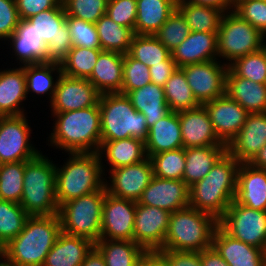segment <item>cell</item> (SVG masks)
<instances>
[{
    "instance_id": "cell-48",
    "label": "cell",
    "mask_w": 266,
    "mask_h": 266,
    "mask_svg": "<svg viewBox=\"0 0 266 266\" xmlns=\"http://www.w3.org/2000/svg\"><path fill=\"white\" fill-rule=\"evenodd\" d=\"M151 83L149 67L132 58L128 53L124 54L123 61V85L121 94L126 95Z\"/></svg>"
},
{
    "instance_id": "cell-49",
    "label": "cell",
    "mask_w": 266,
    "mask_h": 266,
    "mask_svg": "<svg viewBox=\"0 0 266 266\" xmlns=\"http://www.w3.org/2000/svg\"><path fill=\"white\" fill-rule=\"evenodd\" d=\"M66 23L73 46L90 49L101 48L95 23L72 16L66 17Z\"/></svg>"
},
{
    "instance_id": "cell-27",
    "label": "cell",
    "mask_w": 266,
    "mask_h": 266,
    "mask_svg": "<svg viewBox=\"0 0 266 266\" xmlns=\"http://www.w3.org/2000/svg\"><path fill=\"white\" fill-rule=\"evenodd\" d=\"M97 153L99 154L105 176H107L106 171L136 164L147 158L145 142L132 137L104 141L101 143ZM104 162L109 166V169L106 168L107 165L103 164Z\"/></svg>"
},
{
    "instance_id": "cell-7",
    "label": "cell",
    "mask_w": 266,
    "mask_h": 266,
    "mask_svg": "<svg viewBox=\"0 0 266 266\" xmlns=\"http://www.w3.org/2000/svg\"><path fill=\"white\" fill-rule=\"evenodd\" d=\"M101 118V143L126 138H138L144 142L149 128L145 116L138 112L130 99L121 93L101 94L99 99Z\"/></svg>"
},
{
    "instance_id": "cell-51",
    "label": "cell",
    "mask_w": 266,
    "mask_h": 266,
    "mask_svg": "<svg viewBox=\"0 0 266 266\" xmlns=\"http://www.w3.org/2000/svg\"><path fill=\"white\" fill-rule=\"evenodd\" d=\"M106 14L117 24L134 30L137 16V1L108 0Z\"/></svg>"
},
{
    "instance_id": "cell-53",
    "label": "cell",
    "mask_w": 266,
    "mask_h": 266,
    "mask_svg": "<svg viewBox=\"0 0 266 266\" xmlns=\"http://www.w3.org/2000/svg\"><path fill=\"white\" fill-rule=\"evenodd\" d=\"M20 19H28L41 11L55 8L62 0H15Z\"/></svg>"
},
{
    "instance_id": "cell-11",
    "label": "cell",
    "mask_w": 266,
    "mask_h": 266,
    "mask_svg": "<svg viewBox=\"0 0 266 266\" xmlns=\"http://www.w3.org/2000/svg\"><path fill=\"white\" fill-rule=\"evenodd\" d=\"M66 17L61 3L55 8L41 11L27 19L46 44L48 62L61 63L73 47Z\"/></svg>"
},
{
    "instance_id": "cell-47",
    "label": "cell",
    "mask_w": 266,
    "mask_h": 266,
    "mask_svg": "<svg viewBox=\"0 0 266 266\" xmlns=\"http://www.w3.org/2000/svg\"><path fill=\"white\" fill-rule=\"evenodd\" d=\"M67 16L96 23L107 12L108 0H62Z\"/></svg>"
},
{
    "instance_id": "cell-13",
    "label": "cell",
    "mask_w": 266,
    "mask_h": 266,
    "mask_svg": "<svg viewBox=\"0 0 266 266\" xmlns=\"http://www.w3.org/2000/svg\"><path fill=\"white\" fill-rule=\"evenodd\" d=\"M188 86L200 105L226 94V74L229 66L212 60L181 67Z\"/></svg>"
},
{
    "instance_id": "cell-3",
    "label": "cell",
    "mask_w": 266,
    "mask_h": 266,
    "mask_svg": "<svg viewBox=\"0 0 266 266\" xmlns=\"http://www.w3.org/2000/svg\"><path fill=\"white\" fill-rule=\"evenodd\" d=\"M56 164V199L59 207L70 200L105 188V174L97 152L67 153ZM59 165V166H58Z\"/></svg>"
},
{
    "instance_id": "cell-1",
    "label": "cell",
    "mask_w": 266,
    "mask_h": 266,
    "mask_svg": "<svg viewBox=\"0 0 266 266\" xmlns=\"http://www.w3.org/2000/svg\"><path fill=\"white\" fill-rule=\"evenodd\" d=\"M55 118L48 146L65 153L98 152L101 145L99 103L76 111L50 113Z\"/></svg>"
},
{
    "instance_id": "cell-40",
    "label": "cell",
    "mask_w": 266,
    "mask_h": 266,
    "mask_svg": "<svg viewBox=\"0 0 266 266\" xmlns=\"http://www.w3.org/2000/svg\"><path fill=\"white\" fill-rule=\"evenodd\" d=\"M101 48H84L73 46L61 61L62 74L74 78H88L96 65Z\"/></svg>"
},
{
    "instance_id": "cell-46",
    "label": "cell",
    "mask_w": 266,
    "mask_h": 266,
    "mask_svg": "<svg viewBox=\"0 0 266 266\" xmlns=\"http://www.w3.org/2000/svg\"><path fill=\"white\" fill-rule=\"evenodd\" d=\"M185 18L176 9L155 34L158 40L172 52L190 34Z\"/></svg>"
},
{
    "instance_id": "cell-54",
    "label": "cell",
    "mask_w": 266,
    "mask_h": 266,
    "mask_svg": "<svg viewBox=\"0 0 266 266\" xmlns=\"http://www.w3.org/2000/svg\"><path fill=\"white\" fill-rule=\"evenodd\" d=\"M168 266H202L200 252L158 250Z\"/></svg>"
},
{
    "instance_id": "cell-20",
    "label": "cell",
    "mask_w": 266,
    "mask_h": 266,
    "mask_svg": "<svg viewBox=\"0 0 266 266\" xmlns=\"http://www.w3.org/2000/svg\"><path fill=\"white\" fill-rule=\"evenodd\" d=\"M266 145V112L248 114L227 152L239 163H250Z\"/></svg>"
},
{
    "instance_id": "cell-29",
    "label": "cell",
    "mask_w": 266,
    "mask_h": 266,
    "mask_svg": "<svg viewBox=\"0 0 266 266\" xmlns=\"http://www.w3.org/2000/svg\"><path fill=\"white\" fill-rule=\"evenodd\" d=\"M180 148H183V143L178 112L170 111L149 128L148 138L145 141L146 155L150 157Z\"/></svg>"
},
{
    "instance_id": "cell-33",
    "label": "cell",
    "mask_w": 266,
    "mask_h": 266,
    "mask_svg": "<svg viewBox=\"0 0 266 266\" xmlns=\"http://www.w3.org/2000/svg\"><path fill=\"white\" fill-rule=\"evenodd\" d=\"M137 16L134 32L155 35L177 9V0H136Z\"/></svg>"
},
{
    "instance_id": "cell-23",
    "label": "cell",
    "mask_w": 266,
    "mask_h": 266,
    "mask_svg": "<svg viewBox=\"0 0 266 266\" xmlns=\"http://www.w3.org/2000/svg\"><path fill=\"white\" fill-rule=\"evenodd\" d=\"M212 246L229 266H265V252L232 238L220 226L213 235Z\"/></svg>"
},
{
    "instance_id": "cell-42",
    "label": "cell",
    "mask_w": 266,
    "mask_h": 266,
    "mask_svg": "<svg viewBox=\"0 0 266 266\" xmlns=\"http://www.w3.org/2000/svg\"><path fill=\"white\" fill-rule=\"evenodd\" d=\"M29 214L19 203L0 200V248L6 246L23 229Z\"/></svg>"
},
{
    "instance_id": "cell-56",
    "label": "cell",
    "mask_w": 266,
    "mask_h": 266,
    "mask_svg": "<svg viewBox=\"0 0 266 266\" xmlns=\"http://www.w3.org/2000/svg\"><path fill=\"white\" fill-rule=\"evenodd\" d=\"M202 266H229L213 246L200 252Z\"/></svg>"
},
{
    "instance_id": "cell-12",
    "label": "cell",
    "mask_w": 266,
    "mask_h": 266,
    "mask_svg": "<svg viewBox=\"0 0 266 266\" xmlns=\"http://www.w3.org/2000/svg\"><path fill=\"white\" fill-rule=\"evenodd\" d=\"M27 118L0 116V164L29 161L41 152L30 139L33 130Z\"/></svg>"
},
{
    "instance_id": "cell-55",
    "label": "cell",
    "mask_w": 266,
    "mask_h": 266,
    "mask_svg": "<svg viewBox=\"0 0 266 266\" xmlns=\"http://www.w3.org/2000/svg\"><path fill=\"white\" fill-rule=\"evenodd\" d=\"M177 68L175 61L170 55L162 64H157L149 68L151 83L163 87Z\"/></svg>"
},
{
    "instance_id": "cell-19",
    "label": "cell",
    "mask_w": 266,
    "mask_h": 266,
    "mask_svg": "<svg viewBox=\"0 0 266 266\" xmlns=\"http://www.w3.org/2000/svg\"><path fill=\"white\" fill-rule=\"evenodd\" d=\"M137 202L172 213L189 206V186L183 180L153 176Z\"/></svg>"
},
{
    "instance_id": "cell-2",
    "label": "cell",
    "mask_w": 266,
    "mask_h": 266,
    "mask_svg": "<svg viewBox=\"0 0 266 266\" xmlns=\"http://www.w3.org/2000/svg\"><path fill=\"white\" fill-rule=\"evenodd\" d=\"M239 166L226 152L202 180L189 187V206L219 221L236 197Z\"/></svg>"
},
{
    "instance_id": "cell-60",
    "label": "cell",
    "mask_w": 266,
    "mask_h": 266,
    "mask_svg": "<svg viewBox=\"0 0 266 266\" xmlns=\"http://www.w3.org/2000/svg\"><path fill=\"white\" fill-rule=\"evenodd\" d=\"M250 164L259 169H266V145L259 151Z\"/></svg>"
},
{
    "instance_id": "cell-43",
    "label": "cell",
    "mask_w": 266,
    "mask_h": 266,
    "mask_svg": "<svg viewBox=\"0 0 266 266\" xmlns=\"http://www.w3.org/2000/svg\"><path fill=\"white\" fill-rule=\"evenodd\" d=\"M25 161L0 164V200L20 203Z\"/></svg>"
},
{
    "instance_id": "cell-15",
    "label": "cell",
    "mask_w": 266,
    "mask_h": 266,
    "mask_svg": "<svg viewBox=\"0 0 266 266\" xmlns=\"http://www.w3.org/2000/svg\"><path fill=\"white\" fill-rule=\"evenodd\" d=\"M108 176L105 177L107 193L137 202L154 174L151 161L147 157L139 163L108 171Z\"/></svg>"
},
{
    "instance_id": "cell-5",
    "label": "cell",
    "mask_w": 266,
    "mask_h": 266,
    "mask_svg": "<svg viewBox=\"0 0 266 266\" xmlns=\"http://www.w3.org/2000/svg\"><path fill=\"white\" fill-rule=\"evenodd\" d=\"M23 195L20 205L30 216L58 214L56 199V163L42 151L25 161Z\"/></svg>"
},
{
    "instance_id": "cell-57",
    "label": "cell",
    "mask_w": 266,
    "mask_h": 266,
    "mask_svg": "<svg viewBox=\"0 0 266 266\" xmlns=\"http://www.w3.org/2000/svg\"><path fill=\"white\" fill-rule=\"evenodd\" d=\"M136 266H168V264L158 250H150L143 253Z\"/></svg>"
},
{
    "instance_id": "cell-36",
    "label": "cell",
    "mask_w": 266,
    "mask_h": 266,
    "mask_svg": "<svg viewBox=\"0 0 266 266\" xmlns=\"http://www.w3.org/2000/svg\"><path fill=\"white\" fill-rule=\"evenodd\" d=\"M177 10L185 18L192 32L218 33L223 10L186 0H177Z\"/></svg>"
},
{
    "instance_id": "cell-30",
    "label": "cell",
    "mask_w": 266,
    "mask_h": 266,
    "mask_svg": "<svg viewBox=\"0 0 266 266\" xmlns=\"http://www.w3.org/2000/svg\"><path fill=\"white\" fill-rule=\"evenodd\" d=\"M226 94L249 114L266 112V85L238 77L230 69L226 74Z\"/></svg>"
},
{
    "instance_id": "cell-9",
    "label": "cell",
    "mask_w": 266,
    "mask_h": 266,
    "mask_svg": "<svg viewBox=\"0 0 266 266\" xmlns=\"http://www.w3.org/2000/svg\"><path fill=\"white\" fill-rule=\"evenodd\" d=\"M266 45V37L233 11L222 16L218 31V60L226 65ZM223 61H222V59ZM226 61V62H225Z\"/></svg>"
},
{
    "instance_id": "cell-28",
    "label": "cell",
    "mask_w": 266,
    "mask_h": 266,
    "mask_svg": "<svg viewBox=\"0 0 266 266\" xmlns=\"http://www.w3.org/2000/svg\"><path fill=\"white\" fill-rule=\"evenodd\" d=\"M124 54L102 51L87 78L101 93H120L123 85Z\"/></svg>"
},
{
    "instance_id": "cell-22",
    "label": "cell",
    "mask_w": 266,
    "mask_h": 266,
    "mask_svg": "<svg viewBox=\"0 0 266 266\" xmlns=\"http://www.w3.org/2000/svg\"><path fill=\"white\" fill-rule=\"evenodd\" d=\"M12 49V59L19 66L48 62L46 44L36 33L33 24L21 19L15 32L5 41ZM10 42V43H9Z\"/></svg>"
},
{
    "instance_id": "cell-32",
    "label": "cell",
    "mask_w": 266,
    "mask_h": 266,
    "mask_svg": "<svg viewBox=\"0 0 266 266\" xmlns=\"http://www.w3.org/2000/svg\"><path fill=\"white\" fill-rule=\"evenodd\" d=\"M126 96L130 99L132 106L145 116L148 128L170 112L162 86L150 83L129 91Z\"/></svg>"
},
{
    "instance_id": "cell-59",
    "label": "cell",
    "mask_w": 266,
    "mask_h": 266,
    "mask_svg": "<svg viewBox=\"0 0 266 266\" xmlns=\"http://www.w3.org/2000/svg\"><path fill=\"white\" fill-rule=\"evenodd\" d=\"M80 266H106V264L101 252L93 246Z\"/></svg>"
},
{
    "instance_id": "cell-14",
    "label": "cell",
    "mask_w": 266,
    "mask_h": 266,
    "mask_svg": "<svg viewBox=\"0 0 266 266\" xmlns=\"http://www.w3.org/2000/svg\"><path fill=\"white\" fill-rule=\"evenodd\" d=\"M136 201L105 193L100 239L132 240Z\"/></svg>"
},
{
    "instance_id": "cell-16",
    "label": "cell",
    "mask_w": 266,
    "mask_h": 266,
    "mask_svg": "<svg viewBox=\"0 0 266 266\" xmlns=\"http://www.w3.org/2000/svg\"><path fill=\"white\" fill-rule=\"evenodd\" d=\"M101 93L86 78H74L62 74L54 97L49 102L51 113H63L95 106Z\"/></svg>"
},
{
    "instance_id": "cell-52",
    "label": "cell",
    "mask_w": 266,
    "mask_h": 266,
    "mask_svg": "<svg viewBox=\"0 0 266 266\" xmlns=\"http://www.w3.org/2000/svg\"><path fill=\"white\" fill-rule=\"evenodd\" d=\"M15 0H0V40L5 42L20 22Z\"/></svg>"
},
{
    "instance_id": "cell-44",
    "label": "cell",
    "mask_w": 266,
    "mask_h": 266,
    "mask_svg": "<svg viewBox=\"0 0 266 266\" xmlns=\"http://www.w3.org/2000/svg\"><path fill=\"white\" fill-rule=\"evenodd\" d=\"M156 177L183 180L186 164L185 148L165 151L149 157Z\"/></svg>"
},
{
    "instance_id": "cell-41",
    "label": "cell",
    "mask_w": 266,
    "mask_h": 266,
    "mask_svg": "<svg viewBox=\"0 0 266 266\" xmlns=\"http://www.w3.org/2000/svg\"><path fill=\"white\" fill-rule=\"evenodd\" d=\"M128 54L150 68L162 64L171 55V52L155 35L135 34Z\"/></svg>"
},
{
    "instance_id": "cell-25",
    "label": "cell",
    "mask_w": 266,
    "mask_h": 266,
    "mask_svg": "<svg viewBox=\"0 0 266 266\" xmlns=\"http://www.w3.org/2000/svg\"><path fill=\"white\" fill-rule=\"evenodd\" d=\"M235 200L251 209L266 211V169L240 163Z\"/></svg>"
},
{
    "instance_id": "cell-50",
    "label": "cell",
    "mask_w": 266,
    "mask_h": 266,
    "mask_svg": "<svg viewBox=\"0 0 266 266\" xmlns=\"http://www.w3.org/2000/svg\"><path fill=\"white\" fill-rule=\"evenodd\" d=\"M232 11L266 37V1L234 0Z\"/></svg>"
},
{
    "instance_id": "cell-18",
    "label": "cell",
    "mask_w": 266,
    "mask_h": 266,
    "mask_svg": "<svg viewBox=\"0 0 266 266\" xmlns=\"http://www.w3.org/2000/svg\"><path fill=\"white\" fill-rule=\"evenodd\" d=\"M212 122L214 132L226 146L237 136L249 114L227 94L203 104Z\"/></svg>"
},
{
    "instance_id": "cell-6",
    "label": "cell",
    "mask_w": 266,
    "mask_h": 266,
    "mask_svg": "<svg viewBox=\"0 0 266 266\" xmlns=\"http://www.w3.org/2000/svg\"><path fill=\"white\" fill-rule=\"evenodd\" d=\"M219 221L191 206L170 213L168 230L160 250L201 252L212 246Z\"/></svg>"
},
{
    "instance_id": "cell-34",
    "label": "cell",
    "mask_w": 266,
    "mask_h": 266,
    "mask_svg": "<svg viewBox=\"0 0 266 266\" xmlns=\"http://www.w3.org/2000/svg\"><path fill=\"white\" fill-rule=\"evenodd\" d=\"M226 152L227 146L185 148L186 164L183 181L191 187L202 180Z\"/></svg>"
},
{
    "instance_id": "cell-39",
    "label": "cell",
    "mask_w": 266,
    "mask_h": 266,
    "mask_svg": "<svg viewBox=\"0 0 266 266\" xmlns=\"http://www.w3.org/2000/svg\"><path fill=\"white\" fill-rule=\"evenodd\" d=\"M163 89L170 111L179 112L200 106L193 95L192 89L188 86L185 73L181 68L176 69L163 86Z\"/></svg>"
},
{
    "instance_id": "cell-17",
    "label": "cell",
    "mask_w": 266,
    "mask_h": 266,
    "mask_svg": "<svg viewBox=\"0 0 266 266\" xmlns=\"http://www.w3.org/2000/svg\"><path fill=\"white\" fill-rule=\"evenodd\" d=\"M170 212L136 202L133 241L146 251L160 250L168 230Z\"/></svg>"
},
{
    "instance_id": "cell-26",
    "label": "cell",
    "mask_w": 266,
    "mask_h": 266,
    "mask_svg": "<svg viewBox=\"0 0 266 266\" xmlns=\"http://www.w3.org/2000/svg\"><path fill=\"white\" fill-rule=\"evenodd\" d=\"M218 33L190 32L171 56L178 68L185 65L218 60Z\"/></svg>"
},
{
    "instance_id": "cell-35",
    "label": "cell",
    "mask_w": 266,
    "mask_h": 266,
    "mask_svg": "<svg viewBox=\"0 0 266 266\" xmlns=\"http://www.w3.org/2000/svg\"><path fill=\"white\" fill-rule=\"evenodd\" d=\"M24 73L26 78L27 97L30 95V92L33 95L36 94V96L38 95L41 97L47 95V99L51 102L55 94L58 80L62 75L60 63L42 62L24 65Z\"/></svg>"
},
{
    "instance_id": "cell-24",
    "label": "cell",
    "mask_w": 266,
    "mask_h": 266,
    "mask_svg": "<svg viewBox=\"0 0 266 266\" xmlns=\"http://www.w3.org/2000/svg\"><path fill=\"white\" fill-rule=\"evenodd\" d=\"M3 69H0V116L27 114L23 105L28 98L24 66Z\"/></svg>"
},
{
    "instance_id": "cell-37",
    "label": "cell",
    "mask_w": 266,
    "mask_h": 266,
    "mask_svg": "<svg viewBox=\"0 0 266 266\" xmlns=\"http://www.w3.org/2000/svg\"><path fill=\"white\" fill-rule=\"evenodd\" d=\"M94 246L103 255L106 266H136L146 251L132 240L99 239Z\"/></svg>"
},
{
    "instance_id": "cell-31",
    "label": "cell",
    "mask_w": 266,
    "mask_h": 266,
    "mask_svg": "<svg viewBox=\"0 0 266 266\" xmlns=\"http://www.w3.org/2000/svg\"><path fill=\"white\" fill-rule=\"evenodd\" d=\"M93 246L88 238L61 232L42 266H80Z\"/></svg>"
},
{
    "instance_id": "cell-45",
    "label": "cell",
    "mask_w": 266,
    "mask_h": 266,
    "mask_svg": "<svg viewBox=\"0 0 266 266\" xmlns=\"http://www.w3.org/2000/svg\"><path fill=\"white\" fill-rule=\"evenodd\" d=\"M229 69L238 77L266 85V45L259 51L236 59Z\"/></svg>"
},
{
    "instance_id": "cell-61",
    "label": "cell",
    "mask_w": 266,
    "mask_h": 266,
    "mask_svg": "<svg viewBox=\"0 0 266 266\" xmlns=\"http://www.w3.org/2000/svg\"><path fill=\"white\" fill-rule=\"evenodd\" d=\"M0 266H18L12 262L4 253L0 256Z\"/></svg>"
},
{
    "instance_id": "cell-4",
    "label": "cell",
    "mask_w": 266,
    "mask_h": 266,
    "mask_svg": "<svg viewBox=\"0 0 266 266\" xmlns=\"http://www.w3.org/2000/svg\"><path fill=\"white\" fill-rule=\"evenodd\" d=\"M60 233L58 214L29 216L24 229L2 251L18 266H42Z\"/></svg>"
},
{
    "instance_id": "cell-10",
    "label": "cell",
    "mask_w": 266,
    "mask_h": 266,
    "mask_svg": "<svg viewBox=\"0 0 266 266\" xmlns=\"http://www.w3.org/2000/svg\"><path fill=\"white\" fill-rule=\"evenodd\" d=\"M219 226L232 238L266 249V211L239 204L235 199L219 220Z\"/></svg>"
},
{
    "instance_id": "cell-8",
    "label": "cell",
    "mask_w": 266,
    "mask_h": 266,
    "mask_svg": "<svg viewBox=\"0 0 266 266\" xmlns=\"http://www.w3.org/2000/svg\"><path fill=\"white\" fill-rule=\"evenodd\" d=\"M106 189L65 202L59 207L61 232L96 243L101 235V217Z\"/></svg>"
},
{
    "instance_id": "cell-38",
    "label": "cell",
    "mask_w": 266,
    "mask_h": 266,
    "mask_svg": "<svg viewBox=\"0 0 266 266\" xmlns=\"http://www.w3.org/2000/svg\"><path fill=\"white\" fill-rule=\"evenodd\" d=\"M95 26L102 51L128 53L135 36L133 29L117 24L107 14L103 15Z\"/></svg>"
},
{
    "instance_id": "cell-21",
    "label": "cell",
    "mask_w": 266,
    "mask_h": 266,
    "mask_svg": "<svg viewBox=\"0 0 266 266\" xmlns=\"http://www.w3.org/2000/svg\"><path fill=\"white\" fill-rule=\"evenodd\" d=\"M184 148L226 146L214 132L212 122L203 105L178 112Z\"/></svg>"
},
{
    "instance_id": "cell-58",
    "label": "cell",
    "mask_w": 266,
    "mask_h": 266,
    "mask_svg": "<svg viewBox=\"0 0 266 266\" xmlns=\"http://www.w3.org/2000/svg\"><path fill=\"white\" fill-rule=\"evenodd\" d=\"M195 4L212 6L223 10L224 12H229L233 10L234 0H186Z\"/></svg>"
}]
</instances>
